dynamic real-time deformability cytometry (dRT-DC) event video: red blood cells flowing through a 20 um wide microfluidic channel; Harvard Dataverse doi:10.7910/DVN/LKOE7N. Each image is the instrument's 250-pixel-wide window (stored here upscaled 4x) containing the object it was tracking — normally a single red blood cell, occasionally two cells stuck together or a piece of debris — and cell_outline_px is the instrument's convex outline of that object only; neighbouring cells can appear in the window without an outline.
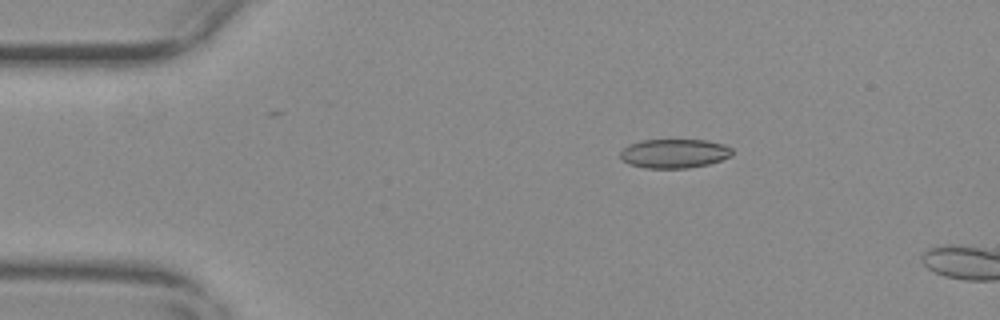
{"species": "common noctule bat (a hibernating species)", "species_latin": "Nyctalus noctula", "temperature_condition": "warm", "stored_images_in_passage": 12, "camera_frame_rate_fps": 3000, "um_per_image_px": 0.085, "animal": {"sex": "female", "body_mass_g": 29.2, "forearm_length_mm": 56.3}, "frame": {"image": 1, "passage_image": 9, "time_ms": 2.667, "image_size_px": [1000, 320], "cell_outline_px": [[732, 156], [708, 164], [688, 168], [648, 168], [628, 164], [620, 156], [620, 152], [628, 144], [640, 140], [708, 140], [724, 144], [732, 148]], "centroid_in_image_um": [57.32, 13.04], "position_along_channel_um": 27.7, "area_um2": 19.02}}